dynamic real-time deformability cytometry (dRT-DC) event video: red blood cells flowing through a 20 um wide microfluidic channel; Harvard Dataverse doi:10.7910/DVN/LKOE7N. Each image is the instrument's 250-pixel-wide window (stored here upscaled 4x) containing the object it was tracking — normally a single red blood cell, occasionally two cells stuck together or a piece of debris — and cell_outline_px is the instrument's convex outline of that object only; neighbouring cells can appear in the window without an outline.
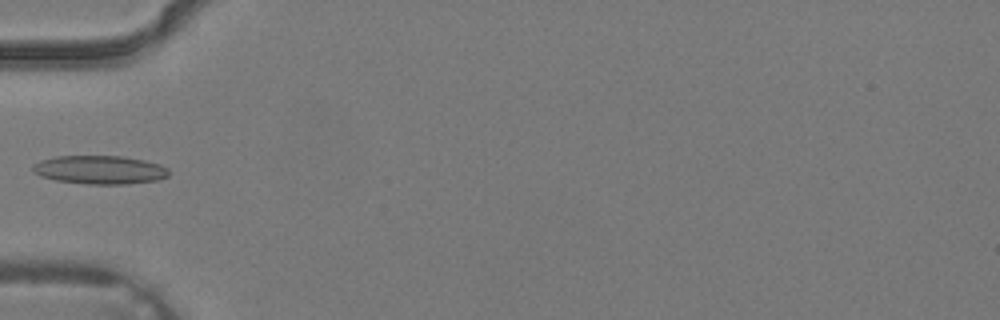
{"species": "common noctule bat (a hibernating species)", "species_latin": "Nyctalus noctula", "temperature_condition": "warm", "stored_images_in_passage": 3, "camera_frame_rate_fps": 3000, "um_per_image_px": 0.085, "animal": {"sex": "male", "body_mass_g": 19.2, "forearm_length_mm": 51.8}, "frame": {"image": 1, "passage_image": 3, "time_ms": 0.667, "image_size_px": [1000, 320], "cell_outline_px": [[168, 176], [156, 180], [128, 184], [88, 184], [56, 180], [40, 176], [32, 168], [32, 164], [40, 160], [56, 156], [124, 156], [144, 160], [160, 164], [168, 168]], "centroid_in_image_um": [8.48, 14.43], "position_along_channel_um": 76.5, "area_um2": 22.6}}